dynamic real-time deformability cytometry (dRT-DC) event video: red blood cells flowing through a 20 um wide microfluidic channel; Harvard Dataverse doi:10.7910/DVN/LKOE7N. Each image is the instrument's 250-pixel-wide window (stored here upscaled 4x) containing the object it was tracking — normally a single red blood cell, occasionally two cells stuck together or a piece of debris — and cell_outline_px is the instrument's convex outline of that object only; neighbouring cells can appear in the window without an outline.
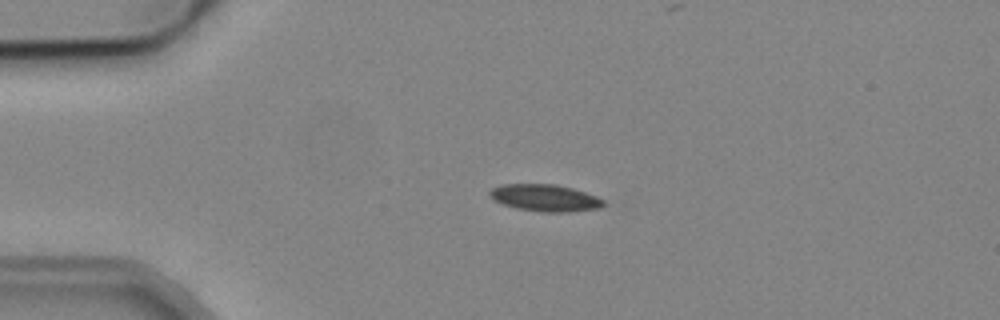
{"species": "common noctule bat (a hibernating species)", "species_latin": "Nyctalus noctula", "temperature_condition": "cold", "stored_images_in_passage": 7, "camera_frame_rate_fps": 3000, "um_per_image_px": 0.085, "animal": {"sex": "male", "body_mass_g": 19.2, "forearm_length_mm": 51.8}, "frame": {"image": 1, "passage_image": 3, "time_ms": 2.667, "image_size_px": [1000, 320], "cell_outline_px": [[608, 204], [600, 208], [568, 212], [540, 212], [516, 208], [492, 200], [488, 196], [488, 192], [492, 188], [500, 184], [556, 184], [572, 188], [596, 196], [604, 200]], "centroid_in_image_um": [46.32, 16.82], "position_along_channel_um": 38.7, "area_um2": 18.09}}
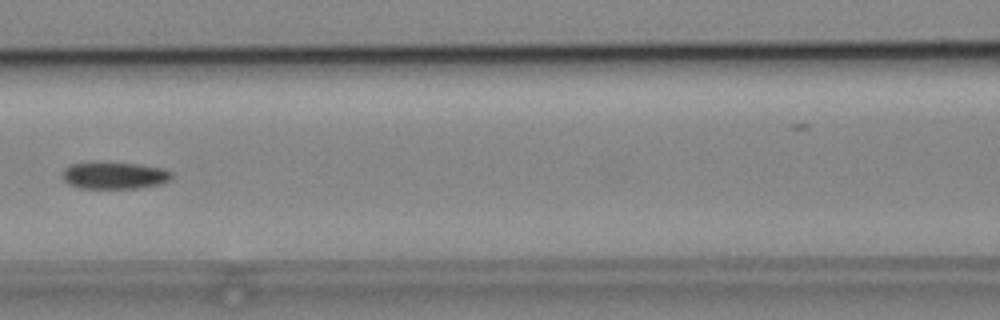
{"frame": {"image": 2, "passage_image": 6, "time_ms": 6.667, "image_size_px": [1000, 320], "cell_outline_px": [[172, 176], [168, 180], [160, 184], [140, 188], [80, 188], [68, 184], [64, 180], [64, 168], [68, 164], [96, 160], [104, 160], [140, 164], [164, 168], [172, 172]], "centroid_in_image_um": [9.7, 14.87], "position_along_channel_um": 156.9, "area_um2": 17.86}}